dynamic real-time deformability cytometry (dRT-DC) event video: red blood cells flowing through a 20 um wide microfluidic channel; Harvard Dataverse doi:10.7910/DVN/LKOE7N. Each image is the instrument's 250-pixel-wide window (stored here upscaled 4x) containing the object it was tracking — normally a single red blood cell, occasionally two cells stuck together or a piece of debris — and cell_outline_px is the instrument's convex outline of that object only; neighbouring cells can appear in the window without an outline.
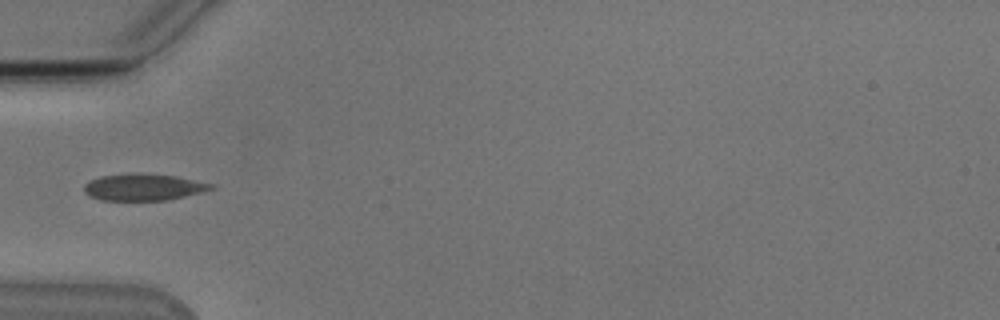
{"species": "Egyptian fruit bat (a non-hibernating species)", "species_latin": "Rousettus aegyptiacus", "temperature_condition": "cold", "stored_images_in_passage": 36, "camera_frame_rate_fps": 3000, "um_per_image_px": 0.085, "animal": {"sex": "male"}, "frame": {"image": 1, "passage_image": 1, "time_ms": 0.0, "image_size_px": [1000, 320], "cell_outline_px": [[216, 188], [168, 200], [100, 200], [88, 196], [84, 192], [84, 184], [100, 176], [176, 176], [212, 184]], "centroid_in_image_um": [12.18, 15.96], "position_along_channel_um": 72.8, "area_um2": 18.67}}
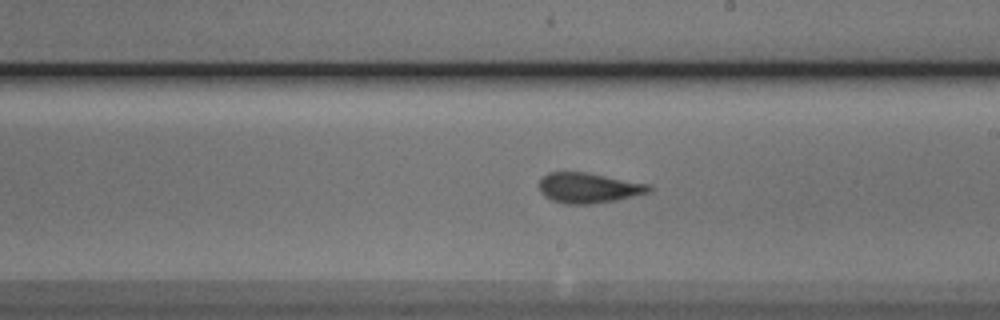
{"frame": {"image": 2, "passage_image": 14, "time_ms": 4.333, "image_size_px": [1000, 320], "cell_outline_px": [[652, 188], [648, 192], [616, 200], [592, 204], [564, 204], [552, 200], [544, 196], [540, 192], [540, 180], [548, 172], [588, 172], [652, 184]], "centroid_in_image_um": [50.04, 15.96], "position_along_channel_um": 239.0, "area_um2": 19.48}}
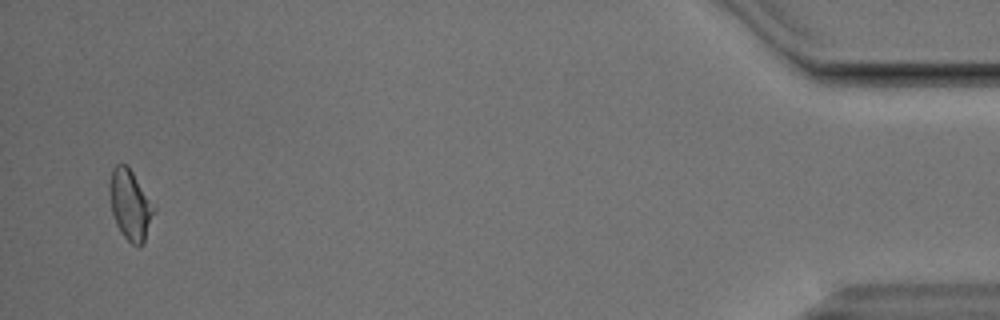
{"frame": {"image": 3, "passage_image": 35, "time_ms": 11.333, "image_size_px": [1000, 320], "cell_outline_px": [[156, 212], [144, 244], [140, 248], [132, 244], [120, 232], [116, 224], [112, 212], [108, 192], [108, 184], [112, 168], [116, 164], [128, 164], [156, 204]], "centroid_in_image_um": [11.11, 17.39], "position_along_channel_um": 424.1, "area_um2": 19.13}, "authors_computed_cell_mechanics": {"area_um2": 18.8428, "velocity_mm_per_s": 3.8303, "shape_relaxation_time_tau1_ms": 4.8359, "shape_relaxation_time_tau2_ms": 2.3619, "deformation_change_tau1": 0.1142, "deformation_change_tau2": 0.0551}}